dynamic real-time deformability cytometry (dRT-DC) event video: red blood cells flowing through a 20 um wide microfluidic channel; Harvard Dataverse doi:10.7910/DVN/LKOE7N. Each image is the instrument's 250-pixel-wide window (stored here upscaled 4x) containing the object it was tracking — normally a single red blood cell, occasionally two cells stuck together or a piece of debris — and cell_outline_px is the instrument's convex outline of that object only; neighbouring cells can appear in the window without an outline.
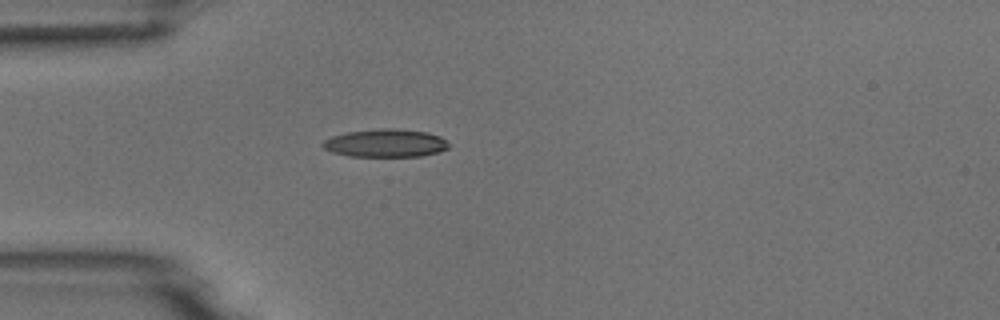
{"species": "common noctule bat (a hibernating species)", "species_latin": "Nyctalus noctula", "temperature_condition": "room temperature", "stored_images_in_passage": 3, "camera_frame_rate_fps": 3000, "um_per_image_px": 0.085, "animal": {"sex": "male", "body_mass_g": 18.8}, "frame": {"image": 1, "passage_image": 3, "time_ms": 2.333, "image_size_px": [1000, 320], "cell_outline_px": [[448, 148], [440, 152], [420, 156], [348, 156], [332, 152], [324, 148], [320, 144], [324, 140], [332, 136], [348, 132], [380, 128], [396, 128], [428, 132], [440, 136], [448, 144]], "centroid_in_image_um": [32.76, 12.16], "position_along_channel_um": 52.2, "area_um2": 20.58}}